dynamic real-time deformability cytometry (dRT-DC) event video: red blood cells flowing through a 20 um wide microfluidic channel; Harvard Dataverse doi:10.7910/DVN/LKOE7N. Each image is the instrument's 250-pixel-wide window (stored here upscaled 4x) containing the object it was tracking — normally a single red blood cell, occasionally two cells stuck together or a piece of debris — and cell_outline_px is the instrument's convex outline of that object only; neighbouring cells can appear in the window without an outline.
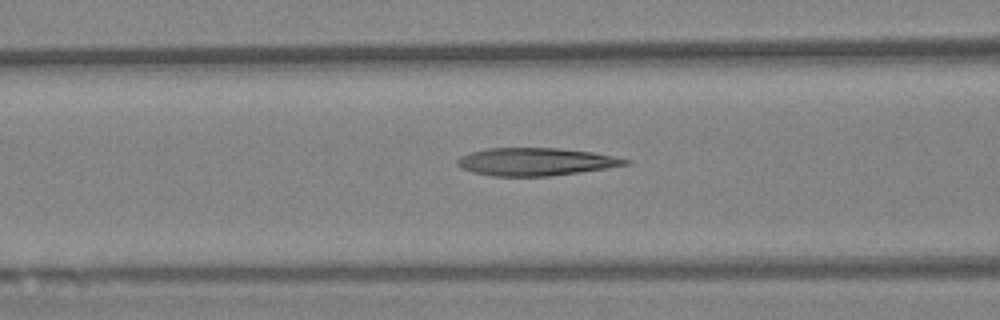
{"species": "Egyptian fruit bat (a non-hibernating species)", "species_latin": "Rousettus aegyptiacus", "temperature_condition": "warm", "stored_images_in_passage": 14, "camera_frame_rate_fps": 3000, "um_per_image_px": 0.085, "animal": {"sex": "female"}, "frame": {"image": 1, "passage_image": 8, "time_ms": 2.333, "image_size_px": [1000, 320], "cell_outline_px": [[632, 160], [628, 164], [580, 172], [552, 176], [492, 176], [472, 172], [460, 168], [456, 164], [456, 160], [472, 152], [488, 148], [560, 148], [592, 152]], "centroid_in_image_um": [45.52, 13.75], "position_along_channel_um": 121.1, "area_um2": 26.99}}
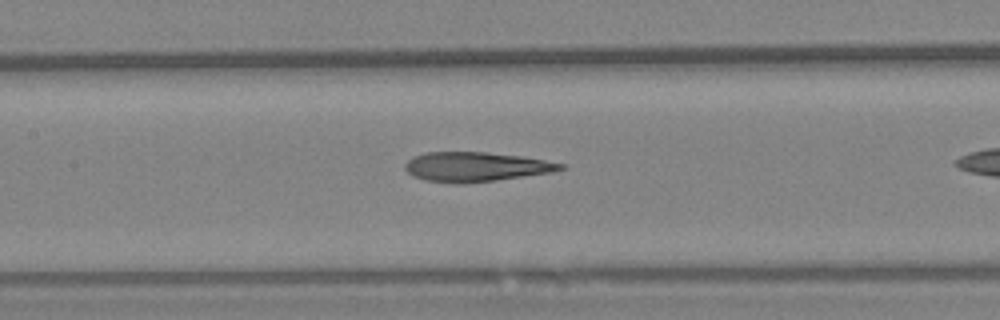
{"frame": {"image": 2, "passage_image": 12, "time_ms": 3.667, "image_size_px": [1000, 320], "cell_outline_px": [[564, 168], [552, 172], [496, 180], [424, 180], [412, 176], [404, 168], [404, 164], [408, 160], [424, 152], [484, 152], [520, 156], [544, 160], [564, 164]], "centroid_in_image_um": [40.45, 14.13], "position_along_channel_um": 167.0, "area_um2": 25.49}}